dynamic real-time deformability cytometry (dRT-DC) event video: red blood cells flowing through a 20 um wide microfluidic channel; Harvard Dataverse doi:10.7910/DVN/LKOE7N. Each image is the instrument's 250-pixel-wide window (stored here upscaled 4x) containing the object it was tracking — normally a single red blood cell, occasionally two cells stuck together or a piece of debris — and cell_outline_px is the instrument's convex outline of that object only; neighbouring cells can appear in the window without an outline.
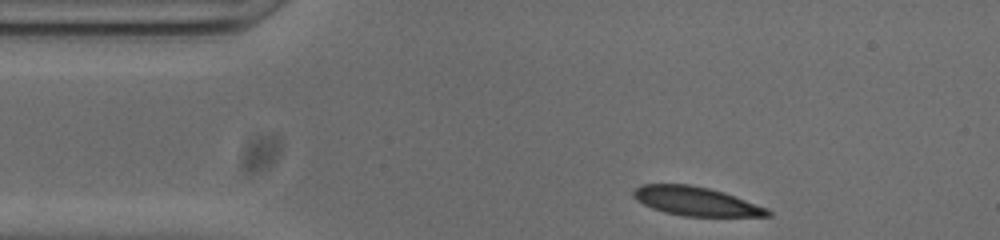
{"species": "common noctule bat (a hibernating species)", "species_latin": "Nyctalus noctula", "temperature_condition": "cold", "stored_images_in_passage": 45, "camera_frame_rate_fps": 3000, "um_per_image_px": 0.085, "animal": {"sex": "male", "body_mass_g": 20.0, "forearm_length_mm": 53.3}, "frame": {"image": 1, "passage_image": 1, "time_ms": 0.0, "image_size_px": [1000, 240], "cell_outline_px": [[772, 216], [684, 216], [664, 212], [652, 208], [636, 200], [632, 196], [632, 192], [640, 184], [688, 184], [708, 188], [724, 192], [768, 208], [772, 212]], "centroid_in_image_um": [59.15, 17.1], "position_along_channel_um": 25.9, "area_um2": 22.6}}
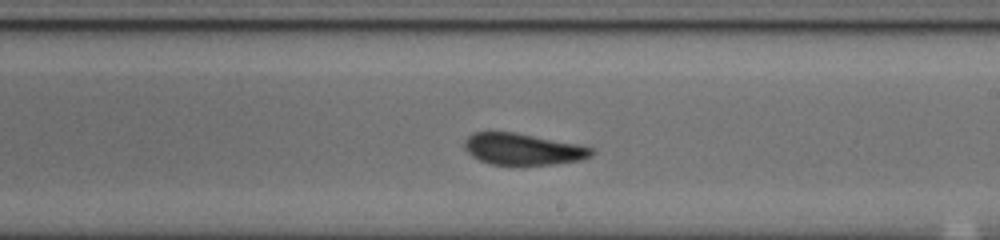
{"frame": {"image": 2, "passage_image": 22, "time_ms": 7.0, "image_size_px": [1000, 240], "cell_outline_px": [[596, 152], [592, 156], [580, 160], [556, 164], [492, 164], [480, 160], [472, 156], [464, 148], [464, 140], [472, 132], [512, 132], [576, 144], [592, 148]], "centroid_in_image_um": [44.43, 12.68], "position_along_channel_um": 244.6, "area_um2": 23.0}}
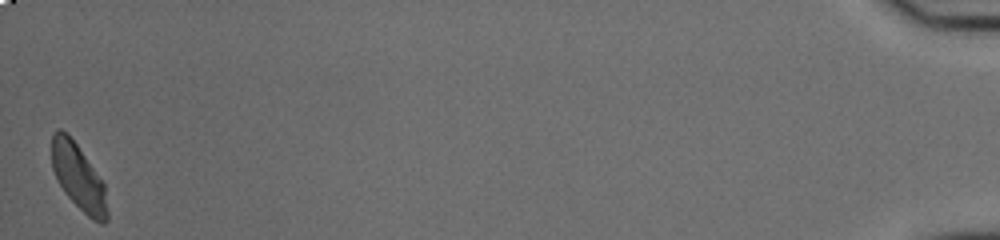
{"frame": {"image": 3, "passage_image": 45, "time_ms": 14.667, "image_size_px": [1000, 240], "cell_outline_px": [[108, 220], [104, 224], [100, 224], [92, 220], [64, 192], [52, 168], [52, 132], [56, 128], [60, 128], [76, 144], [104, 184], [108, 212]], "centroid_in_image_um": [6.67, 15.09], "position_along_channel_um": 428.5, "area_um2": 20.92}, "authors_computed_cell_mechanics": {"area_um2": 23.3512, "velocity_mm_per_s": 3.8057, "shape_relaxation_time_tau1_ms": 3.56, "shape_relaxation_time_tau2_ms": 1.6429, "deformation_change_tau1": 0.1155, "deformation_change_tau2": 0.074}}